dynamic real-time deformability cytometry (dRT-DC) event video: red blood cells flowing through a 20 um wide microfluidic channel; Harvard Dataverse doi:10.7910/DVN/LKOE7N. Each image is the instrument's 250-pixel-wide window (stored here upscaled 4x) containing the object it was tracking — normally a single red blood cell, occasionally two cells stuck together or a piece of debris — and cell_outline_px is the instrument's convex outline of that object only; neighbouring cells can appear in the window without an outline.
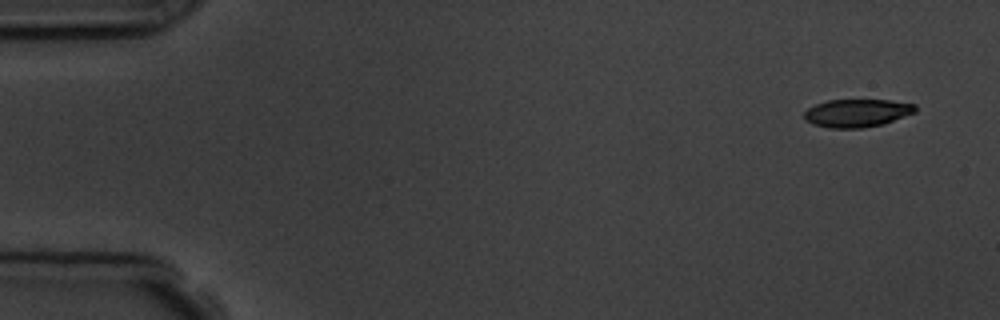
{"species": "common noctule bat (a hibernating species)", "species_latin": "Nyctalus noctula", "temperature_condition": "room temperature", "stored_images_in_passage": 5, "segment_of_instrument_passage": [2, 2], "camera_frame_rate_fps": 3000, "um_per_image_px": 0.085, "animal": {"sex": "male", "body_mass_g": 19.5, "forearm_length_mm": 54.6}, "frame": {"image": 1, "passage_image": 5, "time_ms": 6.333, "image_size_px": [1000, 320], "cell_outline_px": [[916, 112], [884, 124], [860, 128], [828, 128], [812, 124], [804, 120], [804, 112], [808, 108], [816, 104], [828, 100], [888, 100], [916, 104]], "centroid_in_image_um": [72.83, 9.61], "position_along_channel_um": 12.2, "area_um2": 18.21}}